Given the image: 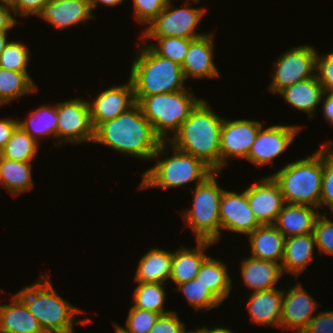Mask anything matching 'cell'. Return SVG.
I'll list each match as a JSON object with an SVG mask.
<instances>
[{"mask_svg": "<svg viewBox=\"0 0 333 333\" xmlns=\"http://www.w3.org/2000/svg\"><path fill=\"white\" fill-rule=\"evenodd\" d=\"M93 142L142 160L166 156V147L169 148L168 142L155 134L137 103L117 118L99 124L94 129Z\"/></svg>", "mask_w": 333, "mask_h": 333, "instance_id": "6da1fadb", "label": "cell"}, {"mask_svg": "<svg viewBox=\"0 0 333 333\" xmlns=\"http://www.w3.org/2000/svg\"><path fill=\"white\" fill-rule=\"evenodd\" d=\"M224 119L201 99L170 137L168 145L202 160L213 171L220 172V136Z\"/></svg>", "mask_w": 333, "mask_h": 333, "instance_id": "7a4b0ae2", "label": "cell"}, {"mask_svg": "<svg viewBox=\"0 0 333 333\" xmlns=\"http://www.w3.org/2000/svg\"><path fill=\"white\" fill-rule=\"evenodd\" d=\"M38 320L44 333H74V324L88 325L91 319L74 321L83 310L63 299L53 288L48 275L16 294Z\"/></svg>", "mask_w": 333, "mask_h": 333, "instance_id": "3957f363", "label": "cell"}, {"mask_svg": "<svg viewBox=\"0 0 333 333\" xmlns=\"http://www.w3.org/2000/svg\"><path fill=\"white\" fill-rule=\"evenodd\" d=\"M131 66L129 79L135 96L165 94L187 89L181 65L158 55L143 43Z\"/></svg>", "mask_w": 333, "mask_h": 333, "instance_id": "277c9868", "label": "cell"}, {"mask_svg": "<svg viewBox=\"0 0 333 333\" xmlns=\"http://www.w3.org/2000/svg\"><path fill=\"white\" fill-rule=\"evenodd\" d=\"M271 176L279 184L285 203L320 207L323 145L314 154L287 163Z\"/></svg>", "mask_w": 333, "mask_h": 333, "instance_id": "5b68a950", "label": "cell"}, {"mask_svg": "<svg viewBox=\"0 0 333 333\" xmlns=\"http://www.w3.org/2000/svg\"><path fill=\"white\" fill-rule=\"evenodd\" d=\"M135 100L143 115L152 124L155 134L163 142H168L201 99L185 89L165 94L135 96ZM169 131L172 132L171 135Z\"/></svg>", "mask_w": 333, "mask_h": 333, "instance_id": "8992f818", "label": "cell"}, {"mask_svg": "<svg viewBox=\"0 0 333 333\" xmlns=\"http://www.w3.org/2000/svg\"><path fill=\"white\" fill-rule=\"evenodd\" d=\"M219 173L214 171L202 183L195 186L193 191V206L182 211L186 226L192 229L196 240L218 242L220 240V199L223 193L216 177Z\"/></svg>", "mask_w": 333, "mask_h": 333, "instance_id": "52a82bcc", "label": "cell"}, {"mask_svg": "<svg viewBox=\"0 0 333 333\" xmlns=\"http://www.w3.org/2000/svg\"><path fill=\"white\" fill-rule=\"evenodd\" d=\"M172 147V156L158 159L155 165L145 170L139 189L161 187L169 189L195 182L202 183L214 171L197 157Z\"/></svg>", "mask_w": 333, "mask_h": 333, "instance_id": "ba28073f", "label": "cell"}, {"mask_svg": "<svg viewBox=\"0 0 333 333\" xmlns=\"http://www.w3.org/2000/svg\"><path fill=\"white\" fill-rule=\"evenodd\" d=\"M171 0L162 12H160L150 23L146 25L140 37H179L196 39L205 34L195 32L202 17L207 11L206 8H190L189 2L183 8L172 9ZM186 6V7H185ZM189 7V8H188Z\"/></svg>", "mask_w": 333, "mask_h": 333, "instance_id": "9c48e42d", "label": "cell"}, {"mask_svg": "<svg viewBox=\"0 0 333 333\" xmlns=\"http://www.w3.org/2000/svg\"><path fill=\"white\" fill-rule=\"evenodd\" d=\"M317 53L313 46L307 44L292 47L278 56L273 65L272 82L268 90L278 94L297 82L314 77Z\"/></svg>", "mask_w": 333, "mask_h": 333, "instance_id": "30bf717a", "label": "cell"}, {"mask_svg": "<svg viewBox=\"0 0 333 333\" xmlns=\"http://www.w3.org/2000/svg\"><path fill=\"white\" fill-rule=\"evenodd\" d=\"M57 116V146L60 143L93 142L94 128L87 100L77 97L58 102Z\"/></svg>", "mask_w": 333, "mask_h": 333, "instance_id": "8fae6325", "label": "cell"}, {"mask_svg": "<svg viewBox=\"0 0 333 333\" xmlns=\"http://www.w3.org/2000/svg\"><path fill=\"white\" fill-rule=\"evenodd\" d=\"M263 124L256 120L224 118L220 136V171L231 157H248L252 144Z\"/></svg>", "mask_w": 333, "mask_h": 333, "instance_id": "7c38bea8", "label": "cell"}, {"mask_svg": "<svg viewBox=\"0 0 333 333\" xmlns=\"http://www.w3.org/2000/svg\"><path fill=\"white\" fill-rule=\"evenodd\" d=\"M301 130L300 126L273 125L262 126L252 144L248 157L256 166L272 164L274 159L284 153Z\"/></svg>", "mask_w": 333, "mask_h": 333, "instance_id": "4fadbf2b", "label": "cell"}, {"mask_svg": "<svg viewBox=\"0 0 333 333\" xmlns=\"http://www.w3.org/2000/svg\"><path fill=\"white\" fill-rule=\"evenodd\" d=\"M247 200L261 225L274 224L285 203L279 184L271 175L246 188Z\"/></svg>", "mask_w": 333, "mask_h": 333, "instance_id": "5bb4252c", "label": "cell"}, {"mask_svg": "<svg viewBox=\"0 0 333 333\" xmlns=\"http://www.w3.org/2000/svg\"><path fill=\"white\" fill-rule=\"evenodd\" d=\"M219 212L221 230L248 235L261 226L250 209L246 189L241 193L224 189Z\"/></svg>", "mask_w": 333, "mask_h": 333, "instance_id": "9a60e30c", "label": "cell"}, {"mask_svg": "<svg viewBox=\"0 0 333 333\" xmlns=\"http://www.w3.org/2000/svg\"><path fill=\"white\" fill-rule=\"evenodd\" d=\"M93 128L117 118L136 104L132 82L113 86L102 91L93 101H88Z\"/></svg>", "mask_w": 333, "mask_h": 333, "instance_id": "2e32d148", "label": "cell"}, {"mask_svg": "<svg viewBox=\"0 0 333 333\" xmlns=\"http://www.w3.org/2000/svg\"><path fill=\"white\" fill-rule=\"evenodd\" d=\"M287 291L283 295L280 328L301 333L316 315L318 303L300 283Z\"/></svg>", "mask_w": 333, "mask_h": 333, "instance_id": "e0dca14e", "label": "cell"}, {"mask_svg": "<svg viewBox=\"0 0 333 333\" xmlns=\"http://www.w3.org/2000/svg\"><path fill=\"white\" fill-rule=\"evenodd\" d=\"M92 11L90 0H51L37 16L57 29H66L94 19Z\"/></svg>", "mask_w": 333, "mask_h": 333, "instance_id": "ac0fdd59", "label": "cell"}, {"mask_svg": "<svg viewBox=\"0 0 333 333\" xmlns=\"http://www.w3.org/2000/svg\"><path fill=\"white\" fill-rule=\"evenodd\" d=\"M213 33L193 39L188 52L181 65L185 79L188 78H214L219 76V71L213 60L214 42Z\"/></svg>", "mask_w": 333, "mask_h": 333, "instance_id": "d6986e66", "label": "cell"}, {"mask_svg": "<svg viewBox=\"0 0 333 333\" xmlns=\"http://www.w3.org/2000/svg\"><path fill=\"white\" fill-rule=\"evenodd\" d=\"M283 295L277 288L252 292L246 306L252 323L280 328Z\"/></svg>", "mask_w": 333, "mask_h": 333, "instance_id": "ffe728a7", "label": "cell"}, {"mask_svg": "<svg viewBox=\"0 0 333 333\" xmlns=\"http://www.w3.org/2000/svg\"><path fill=\"white\" fill-rule=\"evenodd\" d=\"M196 248L181 247L172 252L171 275L169 281L177 286L194 279L200 270L203 262L209 257L204 254L208 246L215 242L206 240H196Z\"/></svg>", "mask_w": 333, "mask_h": 333, "instance_id": "44dd1931", "label": "cell"}, {"mask_svg": "<svg viewBox=\"0 0 333 333\" xmlns=\"http://www.w3.org/2000/svg\"><path fill=\"white\" fill-rule=\"evenodd\" d=\"M241 278L252 292L275 289L279 278L283 275L281 264L257 259L252 256L241 261Z\"/></svg>", "mask_w": 333, "mask_h": 333, "instance_id": "7402d4cb", "label": "cell"}, {"mask_svg": "<svg viewBox=\"0 0 333 333\" xmlns=\"http://www.w3.org/2000/svg\"><path fill=\"white\" fill-rule=\"evenodd\" d=\"M254 258L281 264L286 237L273 225H261L247 235Z\"/></svg>", "mask_w": 333, "mask_h": 333, "instance_id": "603a6c76", "label": "cell"}, {"mask_svg": "<svg viewBox=\"0 0 333 333\" xmlns=\"http://www.w3.org/2000/svg\"><path fill=\"white\" fill-rule=\"evenodd\" d=\"M315 209L306 205L286 203L273 225L286 238L313 233L315 221L320 215Z\"/></svg>", "mask_w": 333, "mask_h": 333, "instance_id": "cb8c5ba5", "label": "cell"}, {"mask_svg": "<svg viewBox=\"0 0 333 333\" xmlns=\"http://www.w3.org/2000/svg\"><path fill=\"white\" fill-rule=\"evenodd\" d=\"M324 92L323 86L315 75L283 89L278 94L291 107L304 111L311 119L314 115L316 116V106L325 98Z\"/></svg>", "mask_w": 333, "mask_h": 333, "instance_id": "d4e9b609", "label": "cell"}, {"mask_svg": "<svg viewBox=\"0 0 333 333\" xmlns=\"http://www.w3.org/2000/svg\"><path fill=\"white\" fill-rule=\"evenodd\" d=\"M11 302L0 304V333H44L38 320L15 294Z\"/></svg>", "mask_w": 333, "mask_h": 333, "instance_id": "484cf974", "label": "cell"}, {"mask_svg": "<svg viewBox=\"0 0 333 333\" xmlns=\"http://www.w3.org/2000/svg\"><path fill=\"white\" fill-rule=\"evenodd\" d=\"M315 247L313 233L287 237L281 262L283 274L284 272L291 273L298 278V275L314 260L313 249Z\"/></svg>", "mask_w": 333, "mask_h": 333, "instance_id": "4316f807", "label": "cell"}, {"mask_svg": "<svg viewBox=\"0 0 333 333\" xmlns=\"http://www.w3.org/2000/svg\"><path fill=\"white\" fill-rule=\"evenodd\" d=\"M172 252L154 247L141 257L135 272V282L166 283L171 275Z\"/></svg>", "mask_w": 333, "mask_h": 333, "instance_id": "83f0119b", "label": "cell"}, {"mask_svg": "<svg viewBox=\"0 0 333 333\" xmlns=\"http://www.w3.org/2000/svg\"><path fill=\"white\" fill-rule=\"evenodd\" d=\"M195 278L221 303L229 297L233 287L225 263L210 256L203 262Z\"/></svg>", "mask_w": 333, "mask_h": 333, "instance_id": "f1b7e54d", "label": "cell"}, {"mask_svg": "<svg viewBox=\"0 0 333 333\" xmlns=\"http://www.w3.org/2000/svg\"><path fill=\"white\" fill-rule=\"evenodd\" d=\"M31 162L14 161L0 155V185L13 196L30 191L33 187Z\"/></svg>", "mask_w": 333, "mask_h": 333, "instance_id": "f546056e", "label": "cell"}, {"mask_svg": "<svg viewBox=\"0 0 333 333\" xmlns=\"http://www.w3.org/2000/svg\"><path fill=\"white\" fill-rule=\"evenodd\" d=\"M19 126L36 142L44 136L56 137L58 129L57 105L48 104L32 111L26 120H18Z\"/></svg>", "mask_w": 333, "mask_h": 333, "instance_id": "4dcf8cb0", "label": "cell"}, {"mask_svg": "<svg viewBox=\"0 0 333 333\" xmlns=\"http://www.w3.org/2000/svg\"><path fill=\"white\" fill-rule=\"evenodd\" d=\"M38 91L28 72L0 68V105L19 99L20 96Z\"/></svg>", "mask_w": 333, "mask_h": 333, "instance_id": "1f68e13d", "label": "cell"}, {"mask_svg": "<svg viewBox=\"0 0 333 333\" xmlns=\"http://www.w3.org/2000/svg\"><path fill=\"white\" fill-rule=\"evenodd\" d=\"M38 151L39 142H36L25 130L18 126L0 155L14 161L31 162L39 153Z\"/></svg>", "mask_w": 333, "mask_h": 333, "instance_id": "d6a6232c", "label": "cell"}, {"mask_svg": "<svg viewBox=\"0 0 333 333\" xmlns=\"http://www.w3.org/2000/svg\"><path fill=\"white\" fill-rule=\"evenodd\" d=\"M137 283L132 297L134 307L161 315L171 312V310H164L166 294L163 283Z\"/></svg>", "mask_w": 333, "mask_h": 333, "instance_id": "836d02e7", "label": "cell"}, {"mask_svg": "<svg viewBox=\"0 0 333 333\" xmlns=\"http://www.w3.org/2000/svg\"><path fill=\"white\" fill-rule=\"evenodd\" d=\"M176 289L184 294L189 305H191L195 311L200 309L208 311L210 309L217 308L220 304H222L196 278L178 285Z\"/></svg>", "mask_w": 333, "mask_h": 333, "instance_id": "e575fe53", "label": "cell"}, {"mask_svg": "<svg viewBox=\"0 0 333 333\" xmlns=\"http://www.w3.org/2000/svg\"><path fill=\"white\" fill-rule=\"evenodd\" d=\"M144 40L154 39L158 44L151 43L149 45L158 55L168 58L179 65H182L186 53L188 52L190 42L193 39L179 37H142ZM148 38V39H147Z\"/></svg>", "mask_w": 333, "mask_h": 333, "instance_id": "d590c367", "label": "cell"}, {"mask_svg": "<svg viewBox=\"0 0 333 333\" xmlns=\"http://www.w3.org/2000/svg\"><path fill=\"white\" fill-rule=\"evenodd\" d=\"M30 61L28 47L19 41H9L0 56V68L17 72H28Z\"/></svg>", "mask_w": 333, "mask_h": 333, "instance_id": "8d00e7d4", "label": "cell"}, {"mask_svg": "<svg viewBox=\"0 0 333 333\" xmlns=\"http://www.w3.org/2000/svg\"><path fill=\"white\" fill-rule=\"evenodd\" d=\"M161 314L134 307L129 309L125 328L115 323L124 333H149Z\"/></svg>", "mask_w": 333, "mask_h": 333, "instance_id": "74e56055", "label": "cell"}, {"mask_svg": "<svg viewBox=\"0 0 333 333\" xmlns=\"http://www.w3.org/2000/svg\"><path fill=\"white\" fill-rule=\"evenodd\" d=\"M323 144V176L320 207L328 206L333 214V146Z\"/></svg>", "mask_w": 333, "mask_h": 333, "instance_id": "f35d334b", "label": "cell"}, {"mask_svg": "<svg viewBox=\"0 0 333 333\" xmlns=\"http://www.w3.org/2000/svg\"><path fill=\"white\" fill-rule=\"evenodd\" d=\"M324 212L320 214L314 224L313 234L316 242V249L321 254L333 255V221Z\"/></svg>", "mask_w": 333, "mask_h": 333, "instance_id": "ab89813d", "label": "cell"}, {"mask_svg": "<svg viewBox=\"0 0 333 333\" xmlns=\"http://www.w3.org/2000/svg\"><path fill=\"white\" fill-rule=\"evenodd\" d=\"M135 19L148 25L160 12L168 0H132Z\"/></svg>", "mask_w": 333, "mask_h": 333, "instance_id": "60d3db41", "label": "cell"}, {"mask_svg": "<svg viewBox=\"0 0 333 333\" xmlns=\"http://www.w3.org/2000/svg\"><path fill=\"white\" fill-rule=\"evenodd\" d=\"M315 72L324 91L333 92V50L321 56L317 53Z\"/></svg>", "mask_w": 333, "mask_h": 333, "instance_id": "b9f144b4", "label": "cell"}, {"mask_svg": "<svg viewBox=\"0 0 333 333\" xmlns=\"http://www.w3.org/2000/svg\"><path fill=\"white\" fill-rule=\"evenodd\" d=\"M184 323L179 319L177 312L160 315L149 333H180Z\"/></svg>", "mask_w": 333, "mask_h": 333, "instance_id": "7bdbcfd3", "label": "cell"}, {"mask_svg": "<svg viewBox=\"0 0 333 333\" xmlns=\"http://www.w3.org/2000/svg\"><path fill=\"white\" fill-rule=\"evenodd\" d=\"M301 333H333V311H320Z\"/></svg>", "mask_w": 333, "mask_h": 333, "instance_id": "ee69618b", "label": "cell"}, {"mask_svg": "<svg viewBox=\"0 0 333 333\" xmlns=\"http://www.w3.org/2000/svg\"><path fill=\"white\" fill-rule=\"evenodd\" d=\"M51 0H11L14 16L28 17L38 15L42 7Z\"/></svg>", "mask_w": 333, "mask_h": 333, "instance_id": "f6af8a7d", "label": "cell"}, {"mask_svg": "<svg viewBox=\"0 0 333 333\" xmlns=\"http://www.w3.org/2000/svg\"><path fill=\"white\" fill-rule=\"evenodd\" d=\"M9 0H0V32L11 30L18 22Z\"/></svg>", "mask_w": 333, "mask_h": 333, "instance_id": "bcb514c9", "label": "cell"}, {"mask_svg": "<svg viewBox=\"0 0 333 333\" xmlns=\"http://www.w3.org/2000/svg\"><path fill=\"white\" fill-rule=\"evenodd\" d=\"M18 126V119H0V153L3 151L7 141L12 137L15 129Z\"/></svg>", "mask_w": 333, "mask_h": 333, "instance_id": "7dc6e473", "label": "cell"}, {"mask_svg": "<svg viewBox=\"0 0 333 333\" xmlns=\"http://www.w3.org/2000/svg\"><path fill=\"white\" fill-rule=\"evenodd\" d=\"M323 96H327L323 102V116L324 119L333 125V92H324Z\"/></svg>", "mask_w": 333, "mask_h": 333, "instance_id": "c3c4849f", "label": "cell"}, {"mask_svg": "<svg viewBox=\"0 0 333 333\" xmlns=\"http://www.w3.org/2000/svg\"><path fill=\"white\" fill-rule=\"evenodd\" d=\"M123 1L124 0H90L92 10L95 9L99 4H104V6L114 7L120 3H123Z\"/></svg>", "mask_w": 333, "mask_h": 333, "instance_id": "681fc988", "label": "cell"}, {"mask_svg": "<svg viewBox=\"0 0 333 333\" xmlns=\"http://www.w3.org/2000/svg\"><path fill=\"white\" fill-rule=\"evenodd\" d=\"M199 333H234V331L232 332V330L229 328H222V327H214L213 329L204 326L203 328H199Z\"/></svg>", "mask_w": 333, "mask_h": 333, "instance_id": "f907efd6", "label": "cell"}, {"mask_svg": "<svg viewBox=\"0 0 333 333\" xmlns=\"http://www.w3.org/2000/svg\"><path fill=\"white\" fill-rule=\"evenodd\" d=\"M8 31H1L0 32V56L2 51L4 50L5 46L7 45V43L9 42L7 39V33Z\"/></svg>", "mask_w": 333, "mask_h": 333, "instance_id": "816d5d0a", "label": "cell"}, {"mask_svg": "<svg viewBox=\"0 0 333 333\" xmlns=\"http://www.w3.org/2000/svg\"><path fill=\"white\" fill-rule=\"evenodd\" d=\"M185 328L186 327L184 326L182 328V330L180 331V333H199V328L197 330H194V331H189V330L187 331Z\"/></svg>", "mask_w": 333, "mask_h": 333, "instance_id": "f5cc1de1", "label": "cell"}, {"mask_svg": "<svg viewBox=\"0 0 333 333\" xmlns=\"http://www.w3.org/2000/svg\"><path fill=\"white\" fill-rule=\"evenodd\" d=\"M114 328H115V333H124V332H122L120 329H119V327L114 323Z\"/></svg>", "mask_w": 333, "mask_h": 333, "instance_id": "db71d44e", "label": "cell"}, {"mask_svg": "<svg viewBox=\"0 0 333 333\" xmlns=\"http://www.w3.org/2000/svg\"><path fill=\"white\" fill-rule=\"evenodd\" d=\"M189 1V0H188ZM192 1V0H191ZM200 0H193L196 4L199 3Z\"/></svg>", "mask_w": 333, "mask_h": 333, "instance_id": "11a10c76", "label": "cell"}]
</instances>
